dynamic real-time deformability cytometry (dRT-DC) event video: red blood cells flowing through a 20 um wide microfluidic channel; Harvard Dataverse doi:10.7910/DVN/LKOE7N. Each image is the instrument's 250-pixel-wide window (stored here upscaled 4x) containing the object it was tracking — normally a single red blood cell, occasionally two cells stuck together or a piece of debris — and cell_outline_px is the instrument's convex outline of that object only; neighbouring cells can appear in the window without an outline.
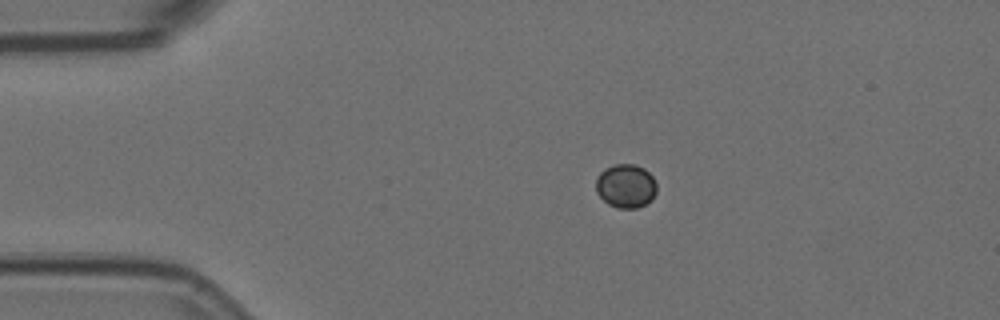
{"species": "Egyptian fruit bat (a non-hibernating species)", "species_latin": "Rousettus aegyptiacus", "temperature_condition": "room temperature", "stored_images_in_passage": 13, "camera_frame_rate_fps": 3000, "um_per_image_px": 0.085, "animal": {"sex": "female"}, "frame": {"image": 1, "passage_image": 1, "time_ms": 0.0, "image_size_px": [1000, 320], "cell_outline_px": [[656, 192], [652, 200], [636, 208], [616, 208], [608, 204], [596, 192], [596, 176], [600, 172], [616, 164], [636, 164], [644, 168], [652, 176], [656, 184]], "centroid_in_image_um": [53.19, 15.81], "position_along_channel_um": 31.8, "area_um2": 15.49}}
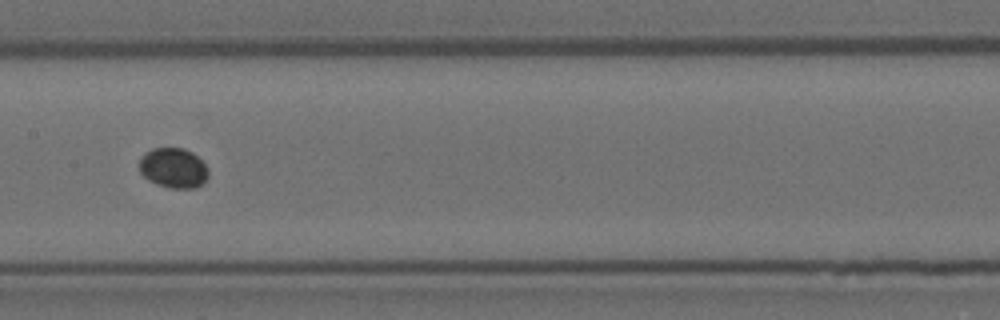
{"frame": {"image": 2, "passage_image": 6, "time_ms": 1.667, "image_size_px": [1000, 320], "cell_outline_px": [[208, 176], [204, 184], [196, 188], [168, 188], [156, 184], [148, 180], [140, 172], [140, 160], [144, 152], [152, 148], [184, 148], [192, 152], [208, 168]], "centroid_in_image_um": [14.74, 14.29], "position_along_channel_um": 192.7, "area_um2": 16.24}}
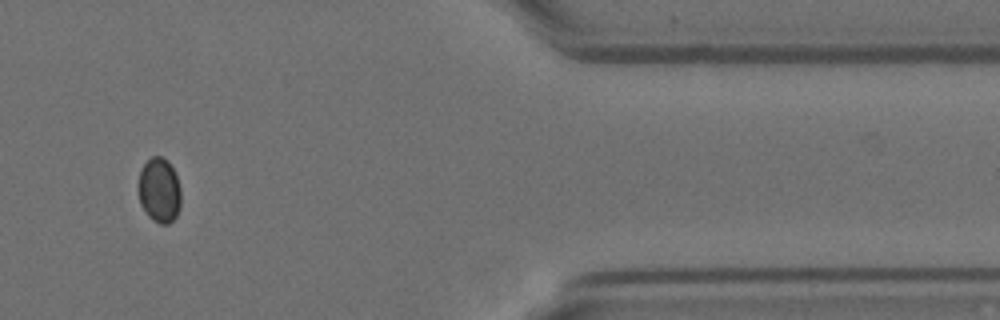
{"frame": {"image": 3, "passage_image": 11, "time_ms": 3.333, "image_size_px": [1000, 320], "cell_outline_px": [[180, 208], [176, 216], [168, 224], [160, 224], [152, 220], [148, 216], [140, 204], [140, 172], [144, 164], [152, 156], [160, 156], [168, 160], [176, 176], [180, 188]], "centroid_in_image_um": [13.56, 16.19], "position_along_channel_um": 397.8, "area_um2": 15.84}}